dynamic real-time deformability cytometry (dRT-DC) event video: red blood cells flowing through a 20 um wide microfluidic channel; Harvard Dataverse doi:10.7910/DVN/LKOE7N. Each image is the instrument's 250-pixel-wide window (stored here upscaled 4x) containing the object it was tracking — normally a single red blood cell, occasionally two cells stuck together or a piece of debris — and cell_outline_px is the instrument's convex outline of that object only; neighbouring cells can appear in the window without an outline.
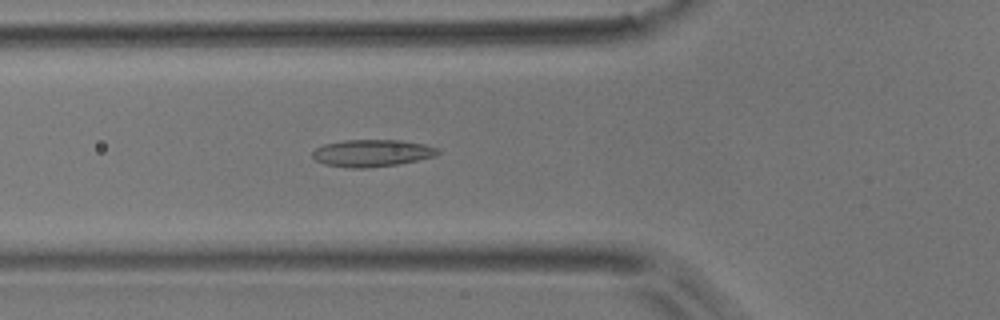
{"species": "common noctule bat (a hibernating species)", "species_latin": "Nyctalus noctula", "temperature_condition": "room temperature", "stored_images_in_passage": 2, "camera_frame_rate_fps": 3000, "um_per_image_px": 0.085, "animal": {"sex": "male", "body_mass_g": 17.9}, "frame": {"image": 1, "passage_image": 2, "time_ms": 1.0, "image_size_px": [1000, 320], "cell_outline_px": [[440, 152], [436, 156], [400, 164], [368, 168], [352, 168], [324, 164], [316, 160], [312, 156], [312, 152], [316, 148], [324, 144], [344, 140], [400, 140], [424, 144], [440, 148]], "centroid_in_image_um": [31.65, 13.01], "position_along_channel_um": 94.2, "area_um2": 19.94}}